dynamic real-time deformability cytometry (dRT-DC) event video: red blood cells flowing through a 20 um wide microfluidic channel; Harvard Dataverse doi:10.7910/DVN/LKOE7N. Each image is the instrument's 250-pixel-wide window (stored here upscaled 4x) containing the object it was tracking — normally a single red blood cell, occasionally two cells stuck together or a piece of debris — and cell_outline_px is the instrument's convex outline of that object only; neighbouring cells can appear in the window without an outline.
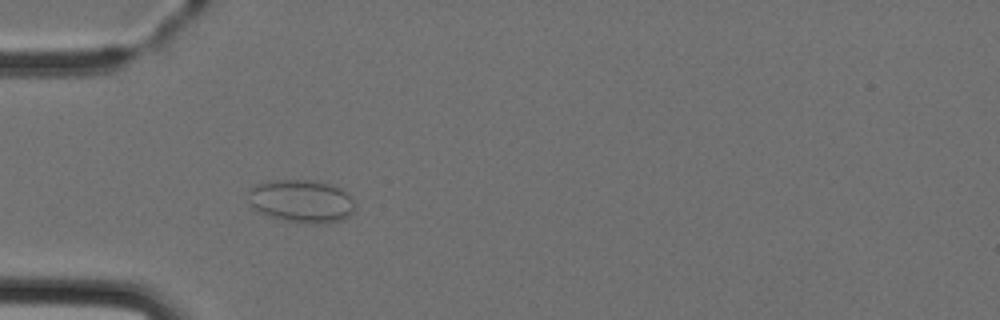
{"species": "Egyptian fruit bat (a non-hibernating species)", "species_latin": "Rousettus aegyptiacus", "temperature_condition": "cold", "stored_images_in_passage": 3, "camera_frame_rate_fps": 3000, "um_per_image_px": 0.085, "animal": {"sex": "female"}, "frame": {"image": 1, "passage_image": 3, "time_ms": 3.333, "image_size_px": [1000, 320], "cell_outline_px": [[352, 212], [344, 220], [320, 224], [308, 224], [284, 220], [260, 212], [252, 204], [252, 188], [256, 184], [268, 180], [308, 180], [332, 184], [340, 188], [352, 196]], "centroid_in_image_um": [25.69, 17.1], "position_along_channel_um": 59.3, "area_um2": 26.24}}